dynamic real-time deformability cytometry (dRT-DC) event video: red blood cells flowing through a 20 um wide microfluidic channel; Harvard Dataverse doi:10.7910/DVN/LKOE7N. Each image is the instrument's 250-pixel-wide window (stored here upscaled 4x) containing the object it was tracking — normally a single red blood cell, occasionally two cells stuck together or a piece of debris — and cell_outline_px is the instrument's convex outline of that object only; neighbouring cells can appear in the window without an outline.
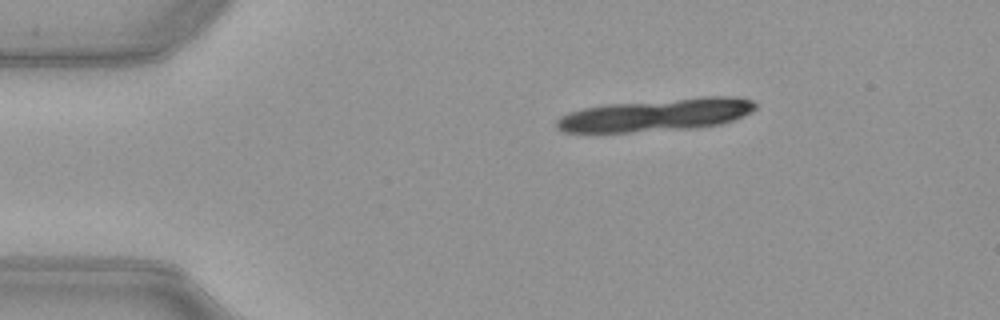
{"species": "common noctule bat (a hibernating species)", "species_latin": "Nyctalus noctula", "temperature_condition": "warm", "stored_images_in_passage": 12, "camera_frame_rate_fps": 3000, "um_per_image_px": 0.085, "animal": {"sex": "female", "body_mass_g": 21.9}, "frame": {"image": 1, "passage_image": 3, "time_ms": 0.667, "image_size_px": [1000, 320], "cell_outline_px": [[756, 108], [752, 112], [744, 116], [720, 124], [696, 128], [632, 132], [564, 132], [556, 128], [556, 120], [560, 116], [568, 112], [584, 108], [608, 104], [704, 96], [736, 96], [752, 100], [756, 104]], "centroid_in_image_um": [55.8, 9.76], "position_along_channel_um": 29.2, "area_um2": 37.97}}